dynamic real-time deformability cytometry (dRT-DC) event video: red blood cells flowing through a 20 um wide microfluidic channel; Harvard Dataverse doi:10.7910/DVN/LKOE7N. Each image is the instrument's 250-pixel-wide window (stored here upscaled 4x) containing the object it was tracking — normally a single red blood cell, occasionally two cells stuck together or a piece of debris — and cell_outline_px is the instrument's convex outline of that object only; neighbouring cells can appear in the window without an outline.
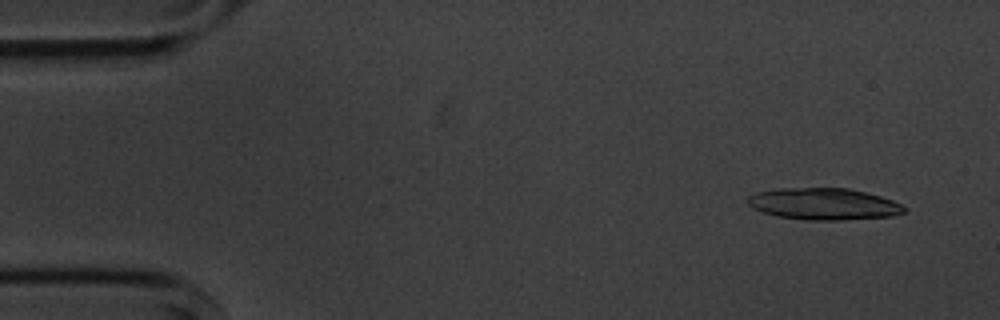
{"species": "common noctule bat (a hibernating species)", "species_latin": "Nyctalus noctula", "temperature_condition": "cold", "stored_images_in_passage": 3, "camera_frame_rate_fps": 3000, "um_per_image_px": 0.085, "animal": {"sex": "male", "body_mass_g": 20.1, "forearm_length_mm": 53.5}, "frame": {"image": 1, "passage_image": 1, "time_ms": 0.0, "image_size_px": [1000, 320], "cell_outline_px": [[908, 208], [904, 212], [892, 216], [840, 220], [804, 220], [776, 216], [764, 212], [748, 204], [748, 196], [756, 192], [776, 188], [848, 188], [880, 196], [892, 200]], "centroid_in_image_um": [70.02, 17.33], "position_along_channel_um": 15.0, "area_um2": 28.84}}